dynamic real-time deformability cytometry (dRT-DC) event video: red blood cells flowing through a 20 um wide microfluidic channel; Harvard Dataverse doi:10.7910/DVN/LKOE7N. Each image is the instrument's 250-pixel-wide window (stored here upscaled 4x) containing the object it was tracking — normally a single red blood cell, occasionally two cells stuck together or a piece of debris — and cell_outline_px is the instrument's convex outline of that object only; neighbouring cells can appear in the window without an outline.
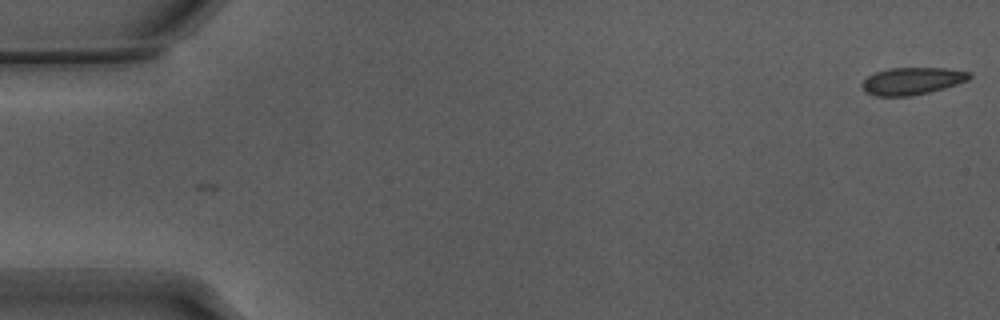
{"species": "Egyptian fruit bat (a non-hibernating species)", "species_latin": "Rousettus aegyptiacus", "temperature_condition": "warm", "stored_images_in_passage": 5, "camera_frame_rate_fps": 3000, "um_per_image_px": 0.085, "animal": {"sex": "male"}, "frame": {"image": 1, "passage_image": 5, "time_ms": 1.333, "image_size_px": [1000, 320], "cell_outline_px": [[972, 76], [968, 80], [944, 88], [912, 96], [876, 96], [864, 92], [860, 84], [868, 76], [876, 72], [888, 68], [944, 68], [972, 72]], "centroid_in_image_um": [77.51, 6.88], "position_along_channel_um": 7.5, "area_um2": 17.11}}